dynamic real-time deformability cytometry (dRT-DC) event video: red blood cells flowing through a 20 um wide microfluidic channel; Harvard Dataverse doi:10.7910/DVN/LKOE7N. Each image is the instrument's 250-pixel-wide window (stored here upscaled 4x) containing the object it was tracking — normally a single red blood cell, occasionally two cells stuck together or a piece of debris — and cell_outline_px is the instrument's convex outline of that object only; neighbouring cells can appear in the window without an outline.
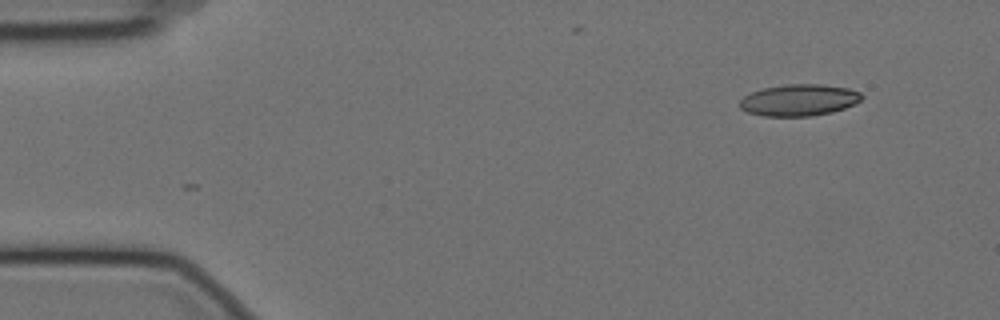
{"species": "Egyptian fruit bat (a non-hibernating species)", "species_latin": "Rousettus aegyptiacus", "temperature_condition": "cold", "stored_images_in_passage": 8, "camera_frame_rate_fps": 3000, "um_per_image_px": 0.085, "animal": {"sex": "female"}, "frame": {"image": 1, "passage_image": 1, "time_ms": 0.0, "image_size_px": [1000, 320], "cell_outline_px": [[864, 96], [860, 100], [844, 108], [832, 112], [812, 116], [764, 116], [748, 112], [740, 108], [740, 100], [744, 96], [752, 92], [764, 88], [788, 84], [820, 84], [848, 88], [860, 92]], "centroid_in_image_um": [67.92, 8.51], "position_along_channel_um": 17.1, "area_um2": 22.31}}